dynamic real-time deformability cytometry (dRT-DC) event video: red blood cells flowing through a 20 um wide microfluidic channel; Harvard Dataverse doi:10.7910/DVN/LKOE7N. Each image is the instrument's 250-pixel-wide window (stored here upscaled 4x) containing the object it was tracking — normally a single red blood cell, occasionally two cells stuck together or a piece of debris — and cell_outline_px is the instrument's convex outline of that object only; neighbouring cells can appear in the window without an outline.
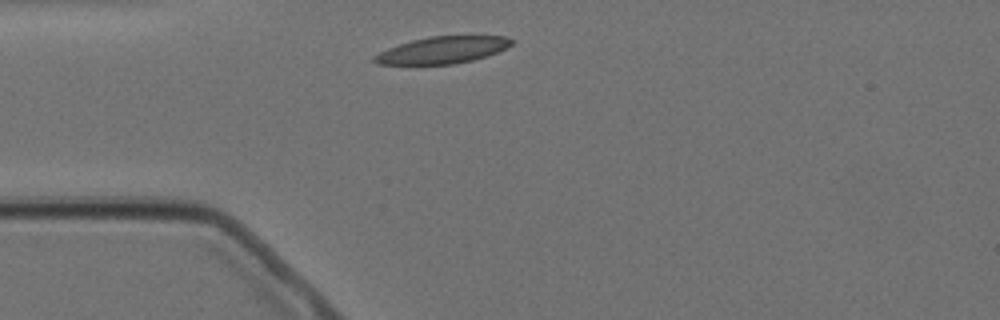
{"species": "Egyptian fruit bat (a non-hibernating species)", "species_latin": "Rousettus aegyptiacus", "temperature_condition": "cold", "stored_images_in_passage": 1, "camera_frame_rate_fps": 3000, "um_per_image_px": 0.085, "animal": {"sex": "female"}, "frame": {"image": 1, "passage_image": 1, "time_ms": 0.0, "image_size_px": [1000, 320], "cell_outline_px": [[516, 40], [512, 44], [496, 52], [472, 60], [456, 64], [380, 64], [372, 60], [372, 56], [388, 48], [412, 40], [428, 36], [504, 36]], "centroid_in_image_um": [37.6, 4.25], "position_along_channel_um": 47.4, "area_um2": 21.27}}